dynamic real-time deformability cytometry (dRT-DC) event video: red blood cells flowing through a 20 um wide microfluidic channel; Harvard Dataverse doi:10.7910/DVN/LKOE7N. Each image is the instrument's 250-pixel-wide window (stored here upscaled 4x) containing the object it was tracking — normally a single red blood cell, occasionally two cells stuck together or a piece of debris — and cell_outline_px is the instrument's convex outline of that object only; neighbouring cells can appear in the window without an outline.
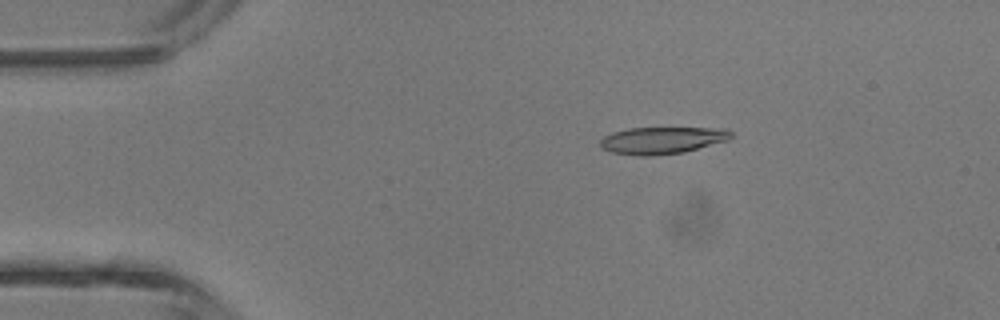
{"species": "common noctule bat (a hibernating species)", "species_latin": "Nyctalus noctula", "temperature_condition": "room temperature", "stored_images_in_passage": 44, "camera_frame_rate_fps": 3000, "um_per_image_px": 0.085, "animal": {"sex": "male", "body_mass_g": 13.3}, "frame": {"image": 1, "passage_image": 8, "time_ms": 2.333, "image_size_px": [1000, 320], "cell_outline_px": [[732, 136], [728, 140], [684, 152], [648, 156], [640, 156], [612, 152], [600, 148], [600, 140], [604, 136], [612, 132], [628, 128], [728, 128], [732, 132]], "centroid_in_image_um": [56.27, 11.92], "position_along_channel_um": 28.7, "area_um2": 20.63}}
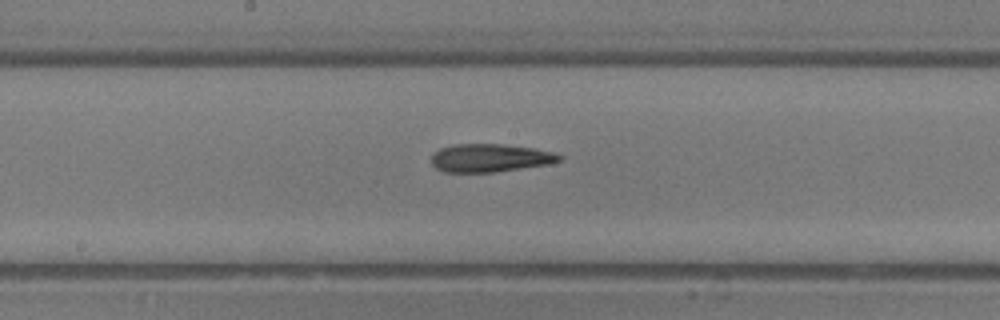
{"frame": {"image": 2, "passage_image": 23, "time_ms": 7.333, "image_size_px": [1000, 320], "cell_outline_px": [[564, 156], [560, 160], [548, 164], [496, 172], [444, 172], [436, 168], [432, 164], [432, 156], [440, 148], [456, 144], [504, 144], [532, 148], [552, 152]], "centroid_in_image_um": [41.65, 13.42], "position_along_channel_um": 206.5, "area_um2": 20.81}}
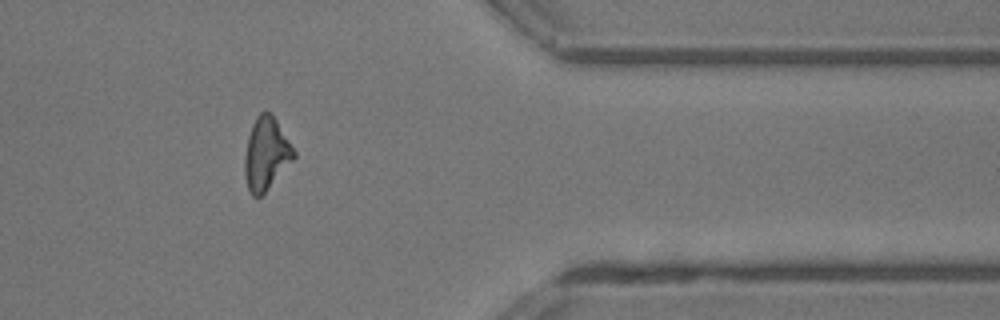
{"frame": {"image": 3, "passage_image": 36, "time_ms": 11.667, "image_size_px": [1000, 320], "cell_outline_px": [[296, 156], [264, 192], [256, 200], [252, 196], [248, 188], [244, 172], [244, 156], [248, 136], [252, 124], [256, 116], [264, 108], [276, 120], [296, 152]], "centroid_in_image_um": [22.59, 13.06], "position_along_channel_um": 388.8, "area_um2": 20.58}, "authors_computed_cell_mechanics": {"area_um2": 20.6346, "velocity_mm_per_s": 4.6749, "shape_relaxation_time_tau1_ms": 10.3906, "shape_relaxation_time_tau2_ms": 7.2424, "deformation_change_tau1": 0.3039, "deformation_change_tau2": 0.2679}}